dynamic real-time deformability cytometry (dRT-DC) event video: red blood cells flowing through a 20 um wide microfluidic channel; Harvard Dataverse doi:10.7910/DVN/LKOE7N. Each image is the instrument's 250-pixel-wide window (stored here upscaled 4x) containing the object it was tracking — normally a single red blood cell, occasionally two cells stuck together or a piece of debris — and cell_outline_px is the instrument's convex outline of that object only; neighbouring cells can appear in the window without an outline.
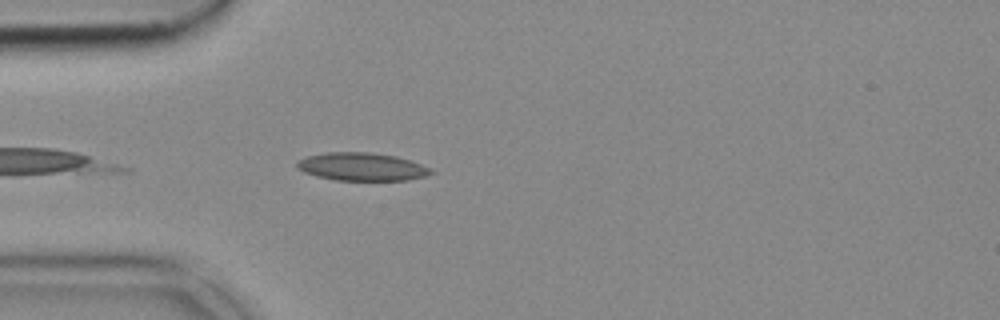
{"species": "common noctule bat (a hibernating species)", "species_latin": "Nyctalus noctula", "temperature_condition": "cold", "stored_images_in_passage": 41, "camera_frame_rate_fps": 3000, "um_per_image_px": 0.085, "animal": {"sex": "female", "body_mass_g": 18.4}, "frame": {"image": 1, "passage_image": 3, "time_ms": 0.667, "image_size_px": [1000, 320], "cell_outline_px": [[436, 172], [424, 176], [408, 180], [336, 180], [316, 176], [304, 172], [296, 168], [296, 164], [300, 160], [308, 156], [328, 152], [368, 152], [396, 156], [432, 168]], "centroid_in_image_um": [30.77, 14.17], "position_along_channel_um": 54.2, "area_um2": 21.73}}
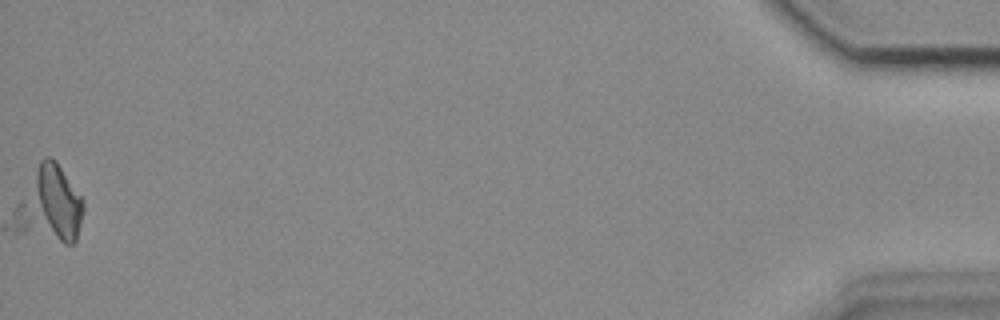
{"frame": {"image": 2, "passage_image": 41, "time_ms": 13.333, "image_size_px": [1000, 320], "cell_outline_px": [[84, 208], [76, 240], [72, 244], [64, 244], [56, 236], [44, 220], [36, 204], [36, 172], [40, 160], [44, 156], [48, 156], [56, 160], [84, 200]], "centroid_in_image_um": [4.97, 17.05], "position_along_channel_um": 430.2, "area_um2": 20.52}}